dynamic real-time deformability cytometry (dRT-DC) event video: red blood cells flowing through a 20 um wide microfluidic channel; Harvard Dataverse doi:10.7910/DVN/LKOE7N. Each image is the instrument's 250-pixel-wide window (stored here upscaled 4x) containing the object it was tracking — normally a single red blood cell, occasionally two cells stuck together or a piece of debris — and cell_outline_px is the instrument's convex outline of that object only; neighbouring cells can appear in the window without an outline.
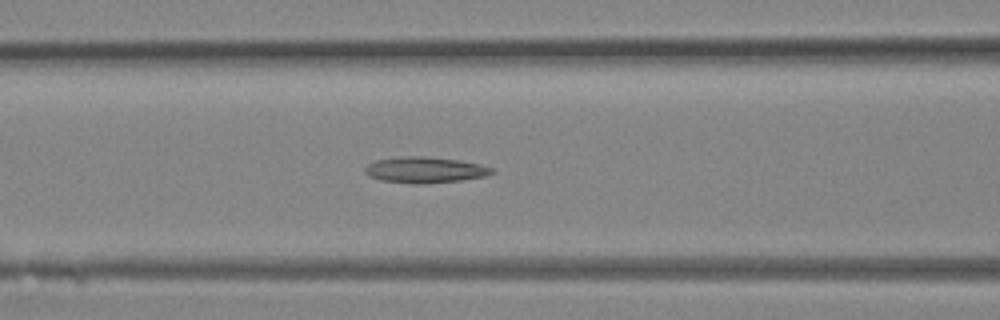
{"species": "Egyptian fruit bat (a non-hibernating species)", "species_latin": "Rousettus aegyptiacus", "temperature_condition": "room temperature", "stored_images_in_passage": 32, "camera_frame_rate_fps": 3000, "um_per_image_px": 0.085, "animal": {"sex": "female"}, "frame": {"image": 1, "passage_image": 13, "time_ms": 4.0, "image_size_px": [1000, 320], "cell_outline_px": [[496, 172], [484, 176], [460, 180], [416, 184], [412, 184], [380, 180], [368, 176], [364, 172], [364, 168], [368, 164], [376, 160], [400, 156], [424, 156], [460, 160], [480, 164], [496, 168]], "centroid_in_image_um": [36.12, 14.43], "position_along_channel_um": 130.5, "area_um2": 19.36}}
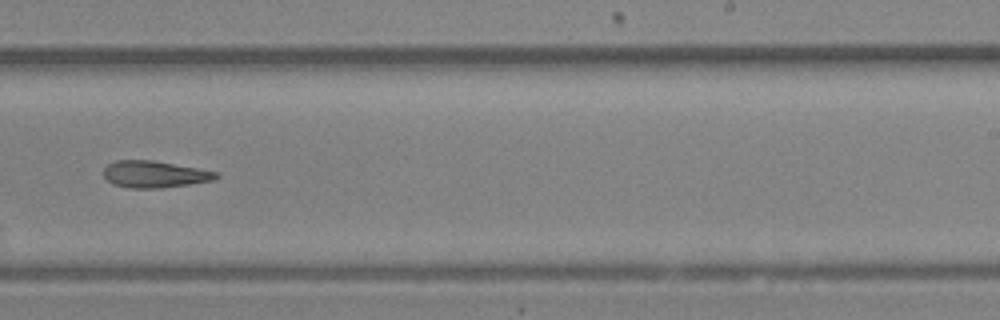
{"frame": {"image": 2, "passage_image": 20, "time_ms": 6.333, "image_size_px": [1000, 320], "cell_outline_px": [[220, 176], [212, 180], [164, 188], [128, 188], [112, 184], [104, 176], [104, 168], [108, 164], [116, 160], [152, 160], [220, 172]], "centroid_in_image_um": [13.13, 14.81], "position_along_channel_um": 275.9, "area_um2": 17.57}}
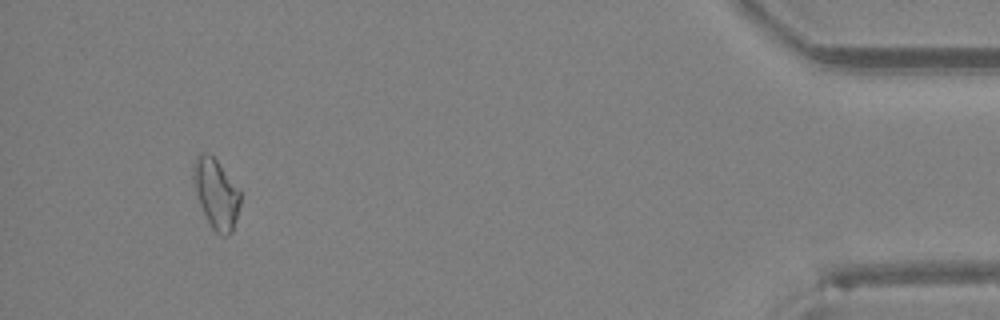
{"frame": {"image": 3, "passage_image": 30, "time_ms": 9.667, "image_size_px": [1000, 320], "cell_outline_px": [[240, 204], [232, 232], [228, 236], [220, 236], [212, 228], [200, 204], [196, 192], [192, 176], [192, 164], [196, 156], [200, 152], [208, 152], [216, 160], [240, 188]], "centroid_in_image_um": [18.37, 16.43], "position_along_channel_um": 416.8, "area_um2": 19.13}}